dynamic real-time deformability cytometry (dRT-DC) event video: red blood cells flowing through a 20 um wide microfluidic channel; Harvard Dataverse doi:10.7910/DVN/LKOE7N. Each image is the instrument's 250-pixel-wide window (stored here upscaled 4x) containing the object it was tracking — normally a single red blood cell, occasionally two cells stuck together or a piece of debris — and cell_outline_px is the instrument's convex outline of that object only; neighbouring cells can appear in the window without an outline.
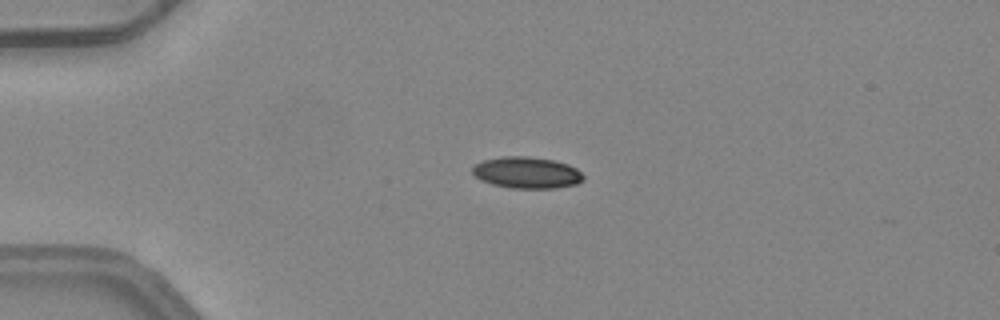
{"species": "common noctule bat (a hibernating species)", "species_latin": "Nyctalus noctula", "temperature_condition": "warm", "stored_images_in_passage": 3, "camera_frame_rate_fps": 3000, "um_per_image_px": 0.085, "animal": {"sex": "female", "body_mass_g": 24.6, "forearm_length_mm": 56.2}, "frame": {"image": 1, "passage_image": 2, "time_ms": 0.333, "image_size_px": [1000, 320], "cell_outline_px": [[584, 180], [576, 184], [556, 188], [508, 188], [492, 184], [480, 180], [472, 172], [472, 168], [476, 164], [484, 160], [500, 156], [528, 156], [552, 160], [568, 164], [576, 168], [584, 176]], "centroid_in_image_um": [44.77, 14.67], "position_along_channel_um": 40.2, "area_um2": 20.4}}